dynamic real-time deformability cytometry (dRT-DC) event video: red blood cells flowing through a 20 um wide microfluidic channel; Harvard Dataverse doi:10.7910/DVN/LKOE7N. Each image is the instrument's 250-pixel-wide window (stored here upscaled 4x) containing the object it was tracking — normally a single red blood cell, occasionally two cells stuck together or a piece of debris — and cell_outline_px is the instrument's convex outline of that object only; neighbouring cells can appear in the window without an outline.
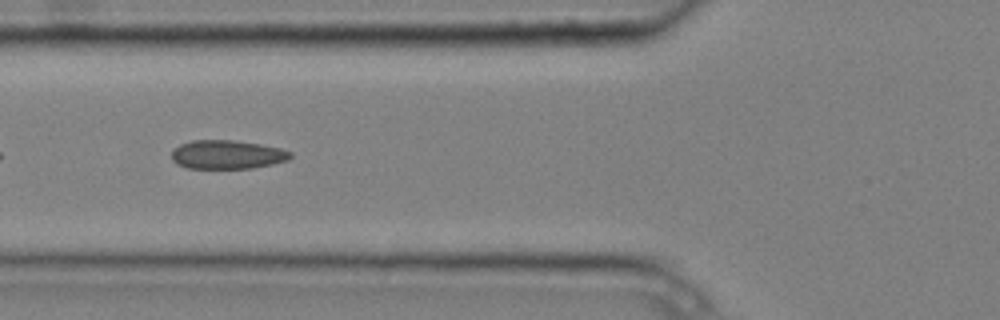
{"species": "common noctule bat (a hibernating species)", "species_latin": "Nyctalus noctula", "temperature_condition": "cold", "stored_images_in_passage": 10, "camera_frame_rate_fps": 3000, "um_per_image_px": 0.085, "animal": {"sex": "male", "body_mass_g": 20.4}, "frame": {"image": 1, "passage_image": 5, "time_ms": 1.333, "image_size_px": [1000, 320], "cell_outline_px": [[292, 156], [288, 160], [272, 164], [252, 168], [184, 168], [176, 164], [172, 160], [172, 148], [180, 144], [192, 140], [232, 140], [260, 144], [280, 148], [292, 152]], "centroid_in_image_um": [19.28, 13.14], "position_along_channel_um": 106.5, "area_um2": 20.06}}
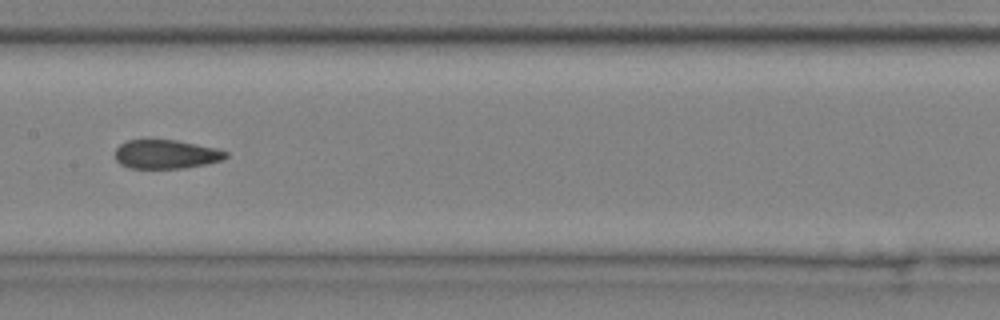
{"frame": {"image": 2, "passage_image": 7, "time_ms": 2.0, "image_size_px": [1000, 320], "cell_outline_px": [[228, 156], [224, 160], [184, 168], [128, 168], [120, 164], [116, 160], [116, 148], [120, 144], [128, 140], [148, 136], [176, 140], [216, 148], [228, 152]], "centroid_in_image_um": [14.07, 13.07], "position_along_channel_um": 193.3, "area_um2": 19.31}}
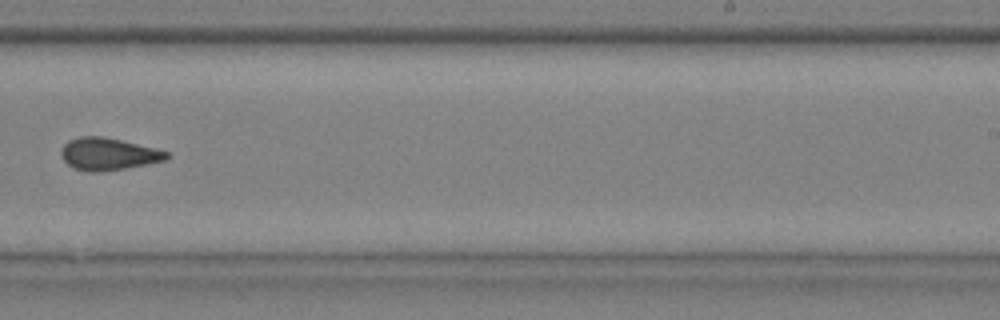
{"frame": {"image": 3, "passage_image": 9, "time_ms": 2.667, "image_size_px": [1000, 320], "cell_outline_px": [[168, 156], [164, 160], [124, 168], [100, 172], [88, 172], [72, 168], [64, 160], [60, 152], [64, 144], [68, 140], [80, 136], [104, 136], [156, 148], [168, 152]], "centroid_in_image_um": [9.15, 13.08], "position_along_channel_um": 279.8, "area_um2": 19.71}}